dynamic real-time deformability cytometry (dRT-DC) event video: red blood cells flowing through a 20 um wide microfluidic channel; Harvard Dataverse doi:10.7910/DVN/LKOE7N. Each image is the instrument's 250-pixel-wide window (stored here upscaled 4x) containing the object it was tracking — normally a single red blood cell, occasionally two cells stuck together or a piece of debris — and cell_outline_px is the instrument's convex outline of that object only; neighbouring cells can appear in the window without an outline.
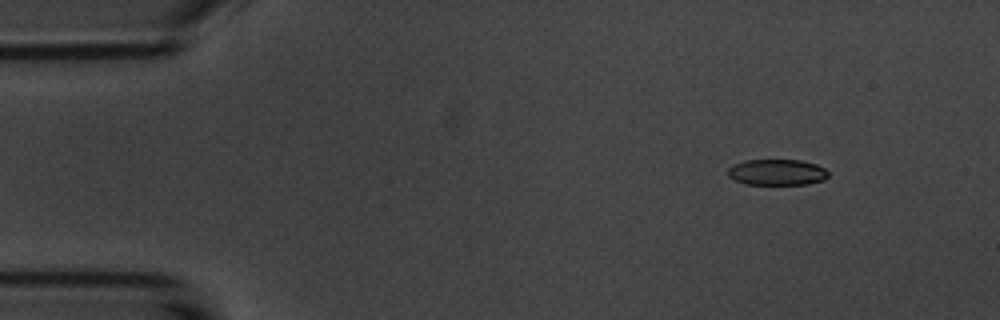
{"species": "common noctule bat (a hibernating species)", "species_latin": "Nyctalus noctula", "temperature_condition": "room temperature", "stored_images_in_passage": 3, "camera_frame_rate_fps": 3000, "um_per_image_px": 0.085, "animal": {"sex": "male", "body_mass_g": 20.1, "forearm_length_mm": 53.5}, "frame": {"image": 1, "passage_image": 1, "time_ms": 0.0, "image_size_px": [1000, 320], "cell_outline_px": [[828, 176], [824, 180], [808, 184], [744, 184], [728, 176], [728, 168], [732, 164], [744, 160], [800, 160], [816, 164], [824, 168], [828, 172]], "centroid_in_image_um": [66.03, 14.63], "position_along_channel_um": 19.0, "area_um2": 15.26}}